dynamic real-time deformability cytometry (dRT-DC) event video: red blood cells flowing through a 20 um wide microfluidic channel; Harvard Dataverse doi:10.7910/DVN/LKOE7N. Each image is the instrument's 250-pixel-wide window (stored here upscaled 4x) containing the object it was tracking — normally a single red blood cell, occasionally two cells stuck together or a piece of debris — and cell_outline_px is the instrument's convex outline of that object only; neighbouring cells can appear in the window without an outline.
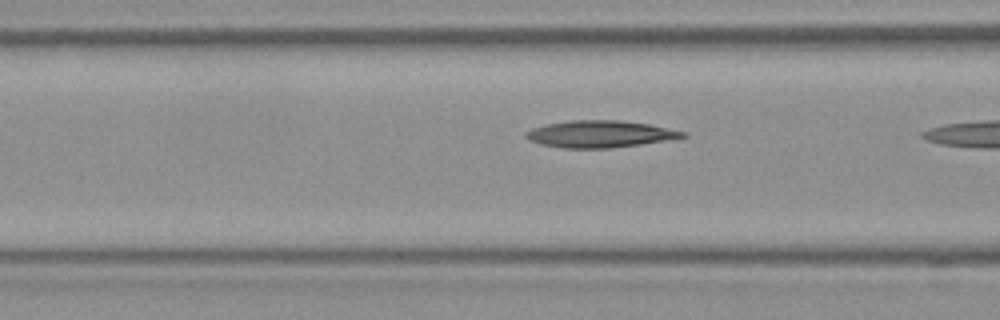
{"species": "Egyptian fruit bat (a non-hibernating species)", "species_latin": "Rousettus aegyptiacus", "temperature_condition": "room temperature", "stored_images_in_passage": 9, "camera_frame_rate_fps": 3000, "um_per_image_px": 0.085, "frame": {"image": 1, "passage_image": 8, "time_ms": 2.333, "image_size_px": [1000, 320], "cell_outline_px": [[688, 136], [640, 144], [612, 148], [560, 148], [540, 144], [528, 140], [524, 136], [524, 132], [532, 128], [548, 124], [572, 120], [620, 120], [648, 124], [688, 132]], "centroid_in_image_um": [50.96, 11.39], "position_along_channel_um": 115.6, "area_um2": 24.57}}